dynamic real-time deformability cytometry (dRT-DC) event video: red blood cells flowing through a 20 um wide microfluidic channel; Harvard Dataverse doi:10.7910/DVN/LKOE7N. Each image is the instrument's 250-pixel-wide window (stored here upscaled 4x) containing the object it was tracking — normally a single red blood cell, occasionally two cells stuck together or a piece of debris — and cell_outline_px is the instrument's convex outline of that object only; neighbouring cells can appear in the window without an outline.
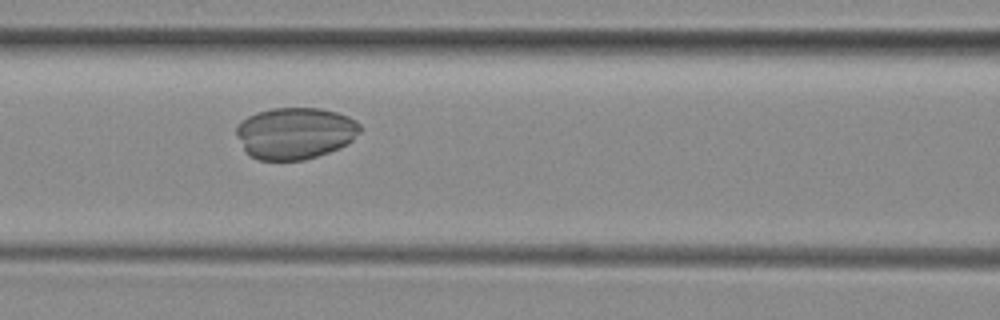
{"species": "common noctule bat (a hibernating species)", "species_latin": "Nyctalus noctula", "temperature_condition": "room temperature", "stored_images_in_passage": 6, "camera_frame_rate_fps": 3000, "um_per_image_px": 0.085, "animal": {"sex": "female", "body_mass_g": 29.2, "forearm_length_mm": 56.3}, "frame": {"image": 1, "passage_image": 4, "time_ms": 4.0, "image_size_px": [1000, 320], "cell_outline_px": [[360, 132], [348, 144], [340, 148], [304, 160], [260, 160], [244, 152], [236, 136], [236, 128], [248, 116], [256, 112], [272, 108], [320, 108], [336, 112], [348, 116], [356, 120], [360, 124]], "centroid_in_image_um": [25.08, 11.32], "position_along_channel_um": 141.5, "area_um2": 37.4}}